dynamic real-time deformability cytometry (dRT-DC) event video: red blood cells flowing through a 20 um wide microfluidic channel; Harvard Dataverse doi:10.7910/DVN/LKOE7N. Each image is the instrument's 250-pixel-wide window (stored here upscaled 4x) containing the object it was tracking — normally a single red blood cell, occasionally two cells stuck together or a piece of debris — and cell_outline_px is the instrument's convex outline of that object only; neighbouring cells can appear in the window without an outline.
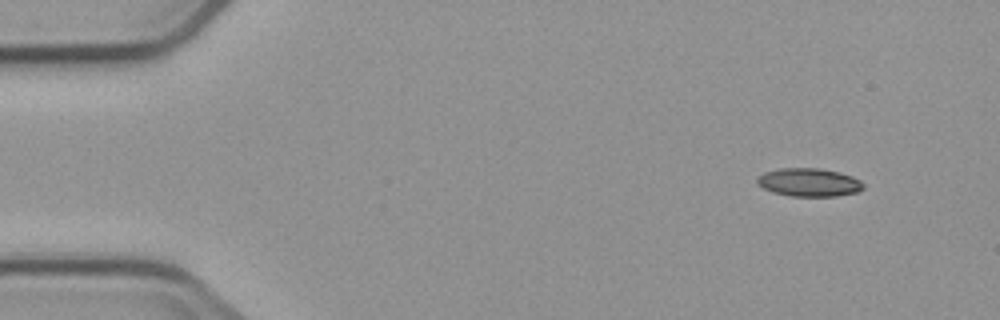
{"species": "common noctule bat (a hibernating species)", "species_latin": "Nyctalus noctula", "temperature_condition": "cold", "stored_images_in_passage": 5, "camera_frame_rate_fps": 3000, "um_per_image_px": 0.085, "animal": {"sex": "male", "body_mass_g": 23.1, "forearm_length_mm": 52.7}, "frame": {"image": 1, "passage_image": 1, "time_ms": 0.0, "image_size_px": [1000, 320], "cell_outline_px": [[864, 188], [856, 192], [836, 196], [788, 196], [772, 192], [756, 184], [756, 180], [764, 172], [780, 168], [820, 168], [852, 176], [860, 180], [864, 184]], "centroid_in_image_um": [68.75, 15.5], "position_along_channel_um": 16.3, "area_um2": 17.46}}
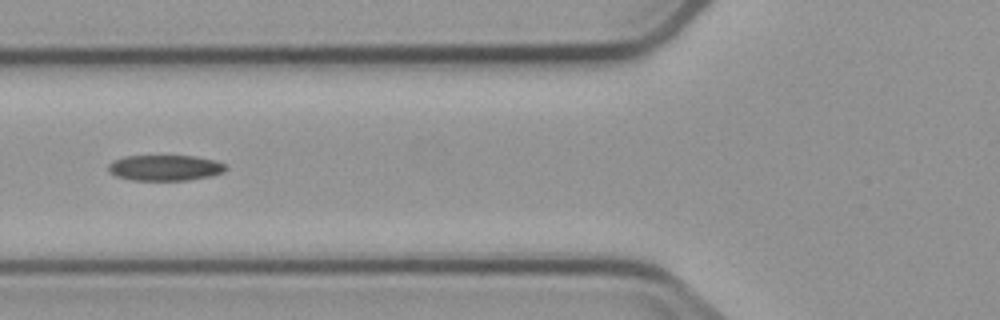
{"frame": {"image": 2, "passage_image": 5, "time_ms": 5.333, "image_size_px": [1000, 320], "cell_outline_px": [[228, 168], [224, 172], [212, 176], [188, 180], [132, 180], [116, 176], [108, 172], [108, 164], [112, 160], [124, 156], [196, 156], [212, 160], [224, 164]], "centroid_in_image_um": [14.0, 14.26], "position_along_channel_um": 111.8, "area_um2": 17.69}}